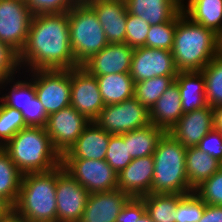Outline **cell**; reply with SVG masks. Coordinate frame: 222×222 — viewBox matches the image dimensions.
I'll return each mask as SVG.
<instances>
[{"label": "cell", "instance_id": "4dcf8cb0", "mask_svg": "<svg viewBox=\"0 0 222 222\" xmlns=\"http://www.w3.org/2000/svg\"><path fill=\"white\" fill-rule=\"evenodd\" d=\"M205 79V96L209 106H222V58L214 57L202 70Z\"/></svg>", "mask_w": 222, "mask_h": 222}, {"label": "cell", "instance_id": "ac0fdd59", "mask_svg": "<svg viewBox=\"0 0 222 222\" xmlns=\"http://www.w3.org/2000/svg\"><path fill=\"white\" fill-rule=\"evenodd\" d=\"M153 173V156L135 158L118 174V189L131 198L149 195L152 193Z\"/></svg>", "mask_w": 222, "mask_h": 222}, {"label": "cell", "instance_id": "c3c4849f", "mask_svg": "<svg viewBox=\"0 0 222 222\" xmlns=\"http://www.w3.org/2000/svg\"><path fill=\"white\" fill-rule=\"evenodd\" d=\"M217 56L222 58V30L217 34Z\"/></svg>", "mask_w": 222, "mask_h": 222}, {"label": "cell", "instance_id": "681fc988", "mask_svg": "<svg viewBox=\"0 0 222 222\" xmlns=\"http://www.w3.org/2000/svg\"><path fill=\"white\" fill-rule=\"evenodd\" d=\"M137 222H154V221L151 219L150 215L147 212H145L142 215V217L139 220H137Z\"/></svg>", "mask_w": 222, "mask_h": 222}, {"label": "cell", "instance_id": "7402d4cb", "mask_svg": "<svg viewBox=\"0 0 222 222\" xmlns=\"http://www.w3.org/2000/svg\"><path fill=\"white\" fill-rule=\"evenodd\" d=\"M149 111L151 124L169 132L183 115L176 81L166 89Z\"/></svg>", "mask_w": 222, "mask_h": 222}, {"label": "cell", "instance_id": "2e32d148", "mask_svg": "<svg viewBox=\"0 0 222 222\" xmlns=\"http://www.w3.org/2000/svg\"><path fill=\"white\" fill-rule=\"evenodd\" d=\"M134 48L123 43H109L81 67L93 76L129 73Z\"/></svg>", "mask_w": 222, "mask_h": 222}, {"label": "cell", "instance_id": "7bdbcfd3", "mask_svg": "<svg viewBox=\"0 0 222 222\" xmlns=\"http://www.w3.org/2000/svg\"><path fill=\"white\" fill-rule=\"evenodd\" d=\"M146 212V205L142 198H130L124 205L116 222H137Z\"/></svg>", "mask_w": 222, "mask_h": 222}, {"label": "cell", "instance_id": "60d3db41", "mask_svg": "<svg viewBox=\"0 0 222 222\" xmlns=\"http://www.w3.org/2000/svg\"><path fill=\"white\" fill-rule=\"evenodd\" d=\"M26 126L44 127L47 124L48 114L37 96H28V104L21 111Z\"/></svg>", "mask_w": 222, "mask_h": 222}, {"label": "cell", "instance_id": "1f68e13d", "mask_svg": "<svg viewBox=\"0 0 222 222\" xmlns=\"http://www.w3.org/2000/svg\"><path fill=\"white\" fill-rule=\"evenodd\" d=\"M15 77L9 78L6 81L0 82V89H5L6 85H10V90L8 93L1 95L0 102L4 106H9L19 110L20 112L25 110L28 104V96H35V87L31 79L29 80H16ZM3 86V87H2Z\"/></svg>", "mask_w": 222, "mask_h": 222}, {"label": "cell", "instance_id": "d590c367", "mask_svg": "<svg viewBox=\"0 0 222 222\" xmlns=\"http://www.w3.org/2000/svg\"><path fill=\"white\" fill-rule=\"evenodd\" d=\"M205 206L195 192L184 195L176 206V222H199Z\"/></svg>", "mask_w": 222, "mask_h": 222}, {"label": "cell", "instance_id": "44dd1931", "mask_svg": "<svg viewBox=\"0 0 222 222\" xmlns=\"http://www.w3.org/2000/svg\"><path fill=\"white\" fill-rule=\"evenodd\" d=\"M129 14L139 16L150 25L171 21L181 10V0H125Z\"/></svg>", "mask_w": 222, "mask_h": 222}, {"label": "cell", "instance_id": "52a82bcc", "mask_svg": "<svg viewBox=\"0 0 222 222\" xmlns=\"http://www.w3.org/2000/svg\"><path fill=\"white\" fill-rule=\"evenodd\" d=\"M30 74L28 75L32 77L36 96L48 116L70 106L71 69L32 70Z\"/></svg>", "mask_w": 222, "mask_h": 222}, {"label": "cell", "instance_id": "4316f807", "mask_svg": "<svg viewBox=\"0 0 222 222\" xmlns=\"http://www.w3.org/2000/svg\"><path fill=\"white\" fill-rule=\"evenodd\" d=\"M165 131L153 124L136 129L124 134V142L127 144L128 154L135 158L153 156L158 141Z\"/></svg>", "mask_w": 222, "mask_h": 222}, {"label": "cell", "instance_id": "8d00e7d4", "mask_svg": "<svg viewBox=\"0 0 222 222\" xmlns=\"http://www.w3.org/2000/svg\"><path fill=\"white\" fill-rule=\"evenodd\" d=\"M194 192L205 204L222 206V167L197 186Z\"/></svg>", "mask_w": 222, "mask_h": 222}, {"label": "cell", "instance_id": "d6986e66", "mask_svg": "<svg viewBox=\"0 0 222 222\" xmlns=\"http://www.w3.org/2000/svg\"><path fill=\"white\" fill-rule=\"evenodd\" d=\"M130 198L119 189L89 194L80 222H116Z\"/></svg>", "mask_w": 222, "mask_h": 222}, {"label": "cell", "instance_id": "f6af8a7d", "mask_svg": "<svg viewBox=\"0 0 222 222\" xmlns=\"http://www.w3.org/2000/svg\"><path fill=\"white\" fill-rule=\"evenodd\" d=\"M13 210L14 206L0 195V221L6 218Z\"/></svg>", "mask_w": 222, "mask_h": 222}, {"label": "cell", "instance_id": "6da1fadb", "mask_svg": "<svg viewBox=\"0 0 222 222\" xmlns=\"http://www.w3.org/2000/svg\"><path fill=\"white\" fill-rule=\"evenodd\" d=\"M19 62L22 69H28L25 71L28 73L32 70L79 67L71 49L68 12L32 16Z\"/></svg>", "mask_w": 222, "mask_h": 222}, {"label": "cell", "instance_id": "7c38bea8", "mask_svg": "<svg viewBox=\"0 0 222 222\" xmlns=\"http://www.w3.org/2000/svg\"><path fill=\"white\" fill-rule=\"evenodd\" d=\"M89 192L61 165L57 166V222H80Z\"/></svg>", "mask_w": 222, "mask_h": 222}, {"label": "cell", "instance_id": "f35d334b", "mask_svg": "<svg viewBox=\"0 0 222 222\" xmlns=\"http://www.w3.org/2000/svg\"><path fill=\"white\" fill-rule=\"evenodd\" d=\"M32 15L60 14L68 12L73 6L78 5L81 0H25Z\"/></svg>", "mask_w": 222, "mask_h": 222}, {"label": "cell", "instance_id": "9a60e30c", "mask_svg": "<svg viewBox=\"0 0 222 222\" xmlns=\"http://www.w3.org/2000/svg\"><path fill=\"white\" fill-rule=\"evenodd\" d=\"M215 128L214 109L207 105L184 113L179 121L169 130V133L183 147H196L204 136Z\"/></svg>", "mask_w": 222, "mask_h": 222}, {"label": "cell", "instance_id": "7dc6e473", "mask_svg": "<svg viewBox=\"0 0 222 222\" xmlns=\"http://www.w3.org/2000/svg\"><path fill=\"white\" fill-rule=\"evenodd\" d=\"M215 112V128L222 134V106L214 109Z\"/></svg>", "mask_w": 222, "mask_h": 222}, {"label": "cell", "instance_id": "b9f144b4", "mask_svg": "<svg viewBox=\"0 0 222 222\" xmlns=\"http://www.w3.org/2000/svg\"><path fill=\"white\" fill-rule=\"evenodd\" d=\"M196 147L222 162V134L216 128L207 133Z\"/></svg>", "mask_w": 222, "mask_h": 222}, {"label": "cell", "instance_id": "d4e9b609", "mask_svg": "<svg viewBox=\"0 0 222 222\" xmlns=\"http://www.w3.org/2000/svg\"><path fill=\"white\" fill-rule=\"evenodd\" d=\"M222 167V162L197 147L186 148V174L194 190Z\"/></svg>", "mask_w": 222, "mask_h": 222}, {"label": "cell", "instance_id": "ab89813d", "mask_svg": "<svg viewBox=\"0 0 222 222\" xmlns=\"http://www.w3.org/2000/svg\"><path fill=\"white\" fill-rule=\"evenodd\" d=\"M19 53L8 44L0 42V82L15 77L20 73Z\"/></svg>", "mask_w": 222, "mask_h": 222}, {"label": "cell", "instance_id": "5bb4252c", "mask_svg": "<svg viewBox=\"0 0 222 222\" xmlns=\"http://www.w3.org/2000/svg\"><path fill=\"white\" fill-rule=\"evenodd\" d=\"M70 105L90 121H94L105 107L97 78L81 66L71 69Z\"/></svg>", "mask_w": 222, "mask_h": 222}, {"label": "cell", "instance_id": "9c48e42d", "mask_svg": "<svg viewBox=\"0 0 222 222\" xmlns=\"http://www.w3.org/2000/svg\"><path fill=\"white\" fill-rule=\"evenodd\" d=\"M61 164L89 194L118 189V174L105 159H61Z\"/></svg>", "mask_w": 222, "mask_h": 222}, {"label": "cell", "instance_id": "f1b7e54d", "mask_svg": "<svg viewBox=\"0 0 222 222\" xmlns=\"http://www.w3.org/2000/svg\"><path fill=\"white\" fill-rule=\"evenodd\" d=\"M23 174L12 162L9 155L0 148V195L13 206L16 204Z\"/></svg>", "mask_w": 222, "mask_h": 222}, {"label": "cell", "instance_id": "484cf974", "mask_svg": "<svg viewBox=\"0 0 222 222\" xmlns=\"http://www.w3.org/2000/svg\"><path fill=\"white\" fill-rule=\"evenodd\" d=\"M105 105L118 104L134 96L135 82L130 73L95 76Z\"/></svg>", "mask_w": 222, "mask_h": 222}, {"label": "cell", "instance_id": "8fae6325", "mask_svg": "<svg viewBox=\"0 0 222 222\" xmlns=\"http://www.w3.org/2000/svg\"><path fill=\"white\" fill-rule=\"evenodd\" d=\"M32 16L25 0H0V42L20 53L28 36Z\"/></svg>", "mask_w": 222, "mask_h": 222}, {"label": "cell", "instance_id": "83f0119b", "mask_svg": "<svg viewBox=\"0 0 222 222\" xmlns=\"http://www.w3.org/2000/svg\"><path fill=\"white\" fill-rule=\"evenodd\" d=\"M183 196L150 193L141 198L146 205V212L154 222H176V206Z\"/></svg>", "mask_w": 222, "mask_h": 222}, {"label": "cell", "instance_id": "d6a6232c", "mask_svg": "<svg viewBox=\"0 0 222 222\" xmlns=\"http://www.w3.org/2000/svg\"><path fill=\"white\" fill-rule=\"evenodd\" d=\"M179 19L180 12L171 21L157 25H151L147 34L145 46L171 51L176 24Z\"/></svg>", "mask_w": 222, "mask_h": 222}, {"label": "cell", "instance_id": "5b68a950", "mask_svg": "<svg viewBox=\"0 0 222 222\" xmlns=\"http://www.w3.org/2000/svg\"><path fill=\"white\" fill-rule=\"evenodd\" d=\"M153 159L152 193L186 195L194 192L186 174V147L169 132L158 141Z\"/></svg>", "mask_w": 222, "mask_h": 222}, {"label": "cell", "instance_id": "ffe728a7", "mask_svg": "<svg viewBox=\"0 0 222 222\" xmlns=\"http://www.w3.org/2000/svg\"><path fill=\"white\" fill-rule=\"evenodd\" d=\"M111 135L94 121H90L62 159L104 160Z\"/></svg>", "mask_w": 222, "mask_h": 222}, {"label": "cell", "instance_id": "3957f363", "mask_svg": "<svg viewBox=\"0 0 222 222\" xmlns=\"http://www.w3.org/2000/svg\"><path fill=\"white\" fill-rule=\"evenodd\" d=\"M2 149L23 175L50 171L61 165L62 157L44 127L23 128Z\"/></svg>", "mask_w": 222, "mask_h": 222}, {"label": "cell", "instance_id": "ee69618b", "mask_svg": "<svg viewBox=\"0 0 222 222\" xmlns=\"http://www.w3.org/2000/svg\"><path fill=\"white\" fill-rule=\"evenodd\" d=\"M199 222H222V206L206 204Z\"/></svg>", "mask_w": 222, "mask_h": 222}, {"label": "cell", "instance_id": "ba28073f", "mask_svg": "<svg viewBox=\"0 0 222 222\" xmlns=\"http://www.w3.org/2000/svg\"><path fill=\"white\" fill-rule=\"evenodd\" d=\"M94 122L110 134H123L150 125V111L133 96L118 104L105 105Z\"/></svg>", "mask_w": 222, "mask_h": 222}, {"label": "cell", "instance_id": "bcb514c9", "mask_svg": "<svg viewBox=\"0 0 222 222\" xmlns=\"http://www.w3.org/2000/svg\"><path fill=\"white\" fill-rule=\"evenodd\" d=\"M0 222H30L28 219L19 216L14 210Z\"/></svg>", "mask_w": 222, "mask_h": 222}, {"label": "cell", "instance_id": "e575fe53", "mask_svg": "<svg viewBox=\"0 0 222 222\" xmlns=\"http://www.w3.org/2000/svg\"><path fill=\"white\" fill-rule=\"evenodd\" d=\"M132 160V157L128 154L127 144L124 142V134H112L105 161L119 174Z\"/></svg>", "mask_w": 222, "mask_h": 222}, {"label": "cell", "instance_id": "7a4b0ae2", "mask_svg": "<svg viewBox=\"0 0 222 222\" xmlns=\"http://www.w3.org/2000/svg\"><path fill=\"white\" fill-rule=\"evenodd\" d=\"M171 53L179 72L201 71L217 56V34L193 22L181 10Z\"/></svg>", "mask_w": 222, "mask_h": 222}, {"label": "cell", "instance_id": "277c9868", "mask_svg": "<svg viewBox=\"0 0 222 222\" xmlns=\"http://www.w3.org/2000/svg\"><path fill=\"white\" fill-rule=\"evenodd\" d=\"M57 167L22 176L14 211L30 222H57Z\"/></svg>", "mask_w": 222, "mask_h": 222}, {"label": "cell", "instance_id": "f546056e", "mask_svg": "<svg viewBox=\"0 0 222 222\" xmlns=\"http://www.w3.org/2000/svg\"><path fill=\"white\" fill-rule=\"evenodd\" d=\"M176 76H158L135 82L134 97L149 110L166 89L175 82Z\"/></svg>", "mask_w": 222, "mask_h": 222}, {"label": "cell", "instance_id": "30bf717a", "mask_svg": "<svg viewBox=\"0 0 222 222\" xmlns=\"http://www.w3.org/2000/svg\"><path fill=\"white\" fill-rule=\"evenodd\" d=\"M89 122L71 105L48 116L45 129L61 157L75 144Z\"/></svg>", "mask_w": 222, "mask_h": 222}, {"label": "cell", "instance_id": "836d02e7", "mask_svg": "<svg viewBox=\"0 0 222 222\" xmlns=\"http://www.w3.org/2000/svg\"><path fill=\"white\" fill-rule=\"evenodd\" d=\"M22 113L0 102V148L20 130L26 128Z\"/></svg>", "mask_w": 222, "mask_h": 222}, {"label": "cell", "instance_id": "8992f818", "mask_svg": "<svg viewBox=\"0 0 222 222\" xmlns=\"http://www.w3.org/2000/svg\"><path fill=\"white\" fill-rule=\"evenodd\" d=\"M68 19L73 56L77 65L82 66L109 42L97 15L85 2L73 6L68 11Z\"/></svg>", "mask_w": 222, "mask_h": 222}, {"label": "cell", "instance_id": "e0dca14e", "mask_svg": "<svg viewBox=\"0 0 222 222\" xmlns=\"http://www.w3.org/2000/svg\"><path fill=\"white\" fill-rule=\"evenodd\" d=\"M97 15L109 43H123L126 35L127 7L125 0H85Z\"/></svg>", "mask_w": 222, "mask_h": 222}, {"label": "cell", "instance_id": "4fadbf2b", "mask_svg": "<svg viewBox=\"0 0 222 222\" xmlns=\"http://www.w3.org/2000/svg\"><path fill=\"white\" fill-rule=\"evenodd\" d=\"M178 72L171 51L146 46L134 48L129 72L134 82L177 76Z\"/></svg>", "mask_w": 222, "mask_h": 222}, {"label": "cell", "instance_id": "74e56055", "mask_svg": "<svg viewBox=\"0 0 222 222\" xmlns=\"http://www.w3.org/2000/svg\"><path fill=\"white\" fill-rule=\"evenodd\" d=\"M150 26V24L139 16L128 13L125 43L132 48L145 46Z\"/></svg>", "mask_w": 222, "mask_h": 222}, {"label": "cell", "instance_id": "603a6c76", "mask_svg": "<svg viewBox=\"0 0 222 222\" xmlns=\"http://www.w3.org/2000/svg\"><path fill=\"white\" fill-rule=\"evenodd\" d=\"M177 82L183 114L208 105L205 96V79L201 71L178 72Z\"/></svg>", "mask_w": 222, "mask_h": 222}, {"label": "cell", "instance_id": "cb8c5ba5", "mask_svg": "<svg viewBox=\"0 0 222 222\" xmlns=\"http://www.w3.org/2000/svg\"><path fill=\"white\" fill-rule=\"evenodd\" d=\"M182 1L184 14L193 22L218 34L222 30V0H187Z\"/></svg>", "mask_w": 222, "mask_h": 222}]
</instances>
